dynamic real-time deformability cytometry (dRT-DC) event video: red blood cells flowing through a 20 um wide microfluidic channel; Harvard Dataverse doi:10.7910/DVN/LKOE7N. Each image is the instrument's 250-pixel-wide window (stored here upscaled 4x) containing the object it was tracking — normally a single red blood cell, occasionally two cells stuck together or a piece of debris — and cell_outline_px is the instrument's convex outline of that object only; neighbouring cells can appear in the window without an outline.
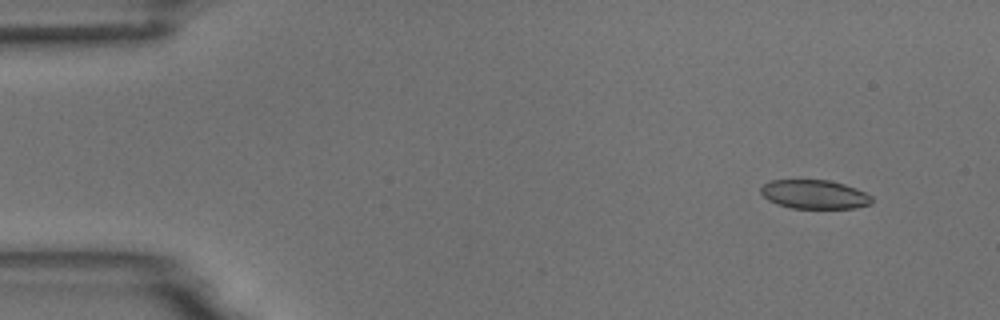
{"species": "common noctule bat (a hibernating species)", "species_latin": "Nyctalus noctula", "temperature_condition": "room temperature", "stored_images_in_passage": 5, "camera_frame_rate_fps": 3000, "um_per_image_px": 0.085, "animal": {"sex": "male", "body_mass_g": 18.8}, "frame": {"image": 1, "passage_image": 2, "time_ms": 1.333, "image_size_px": [1000, 320], "cell_outline_px": [[872, 204], [856, 208], [792, 208], [776, 204], [768, 200], [760, 192], [760, 188], [764, 184], [772, 180], [828, 180], [844, 184], [856, 188], [872, 196]], "centroid_in_image_um": [69.23, 16.52], "position_along_channel_um": 15.8, "area_um2": 18.73}}